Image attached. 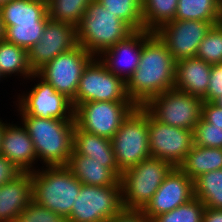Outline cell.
I'll use <instances>...</instances> for the list:
<instances>
[{"label":"cell","mask_w":222,"mask_h":222,"mask_svg":"<svg viewBox=\"0 0 222 222\" xmlns=\"http://www.w3.org/2000/svg\"><path fill=\"white\" fill-rule=\"evenodd\" d=\"M175 60L153 33L142 45L138 68L126 83L128 98L144 106L151 98L174 88Z\"/></svg>","instance_id":"1"},{"label":"cell","mask_w":222,"mask_h":222,"mask_svg":"<svg viewBox=\"0 0 222 222\" xmlns=\"http://www.w3.org/2000/svg\"><path fill=\"white\" fill-rule=\"evenodd\" d=\"M19 118L33 141L37 162L45 167L68 165L73 152L74 119Z\"/></svg>","instance_id":"2"},{"label":"cell","mask_w":222,"mask_h":222,"mask_svg":"<svg viewBox=\"0 0 222 222\" xmlns=\"http://www.w3.org/2000/svg\"><path fill=\"white\" fill-rule=\"evenodd\" d=\"M40 169L37 166V170L31 172L32 200L68 218L82 183L67 166H41Z\"/></svg>","instance_id":"3"},{"label":"cell","mask_w":222,"mask_h":222,"mask_svg":"<svg viewBox=\"0 0 222 222\" xmlns=\"http://www.w3.org/2000/svg\"><path fill=\"white\" fill-rule=\"evenodd\" d=\"M135 31L97 0L87 7L76 27V41L94 57L125 40Z\"/></svg>","instance_id":"4"},{"label":"cell","mask_w":222,"mask_h":222,"mask_svg":"<svg viewBox=\"0 0 222 222\" xmlns=\"http://www.w3.org/2000/svg\"><path fill=\"white\" fill-rule=\"evenodd\" d=\"M173 166L162 159L149 157L122 172V205L129 210H143Z\"/></svg>","instance_id":"5"},{"label":"cell","mask_w":222,"mask_h":222,"mask_svg":"<svg viewBox=\"0 0 222 222\" xmlns=\"http://www.w3.org/2000/svg\"><path fill=\"white\" fill-rule=\"evenodd\" d=\"M116 164L121 172L137 165L150 155L148 111L137 106L122 122L111 139Z\"/></svg>","instance_id":"6"},{"label":"cell","mask_w":222,"mask_h":222,"mask_svg":"<svg viewBox=\"0 0 222 222\" xmlns=\"http://www.w3.org/2000/svg\"><path fill=\"white\" fill-rule=\"evenodd\" d=\"M202 104L201 98L172 88L154 96L143 107L161 123L193 131L201 119Z\"/></svg>","instance_id":"7"},{"label":"cell","mask_w":222,"mask_h":222,"mask_svg":"<svg viewBox=\"0 0 222 222\" xmlns=\"http://www.w3.org/2000/svg\"><path fill=\"white\" fill-rule=\"evenodd\" d=\"M137 106L132 101H89L74 107L75 125L83 131L112 139Z\"/></svg>","instance_id":"8"},{"label":"cell","mask_w":222,"mask_h":222,"mask_svg":"<svg viewBox=\"0 0 222 222\" xmlns=\"http://www.w3.org/2000/svg\"><path fill=\"white\" fill-rule=\"evenodd\" d=\"M28 80L31 82L35 80L38 83L31 90L22 91V95L20 93L17 95L16 99L18 100L14 102L17 105L18 115L74 119V107L70 99L58 93L50 83L42 79L37 73H33Z\"/></svg>","instance_id":"9"},{"label":"cell","mask_w":222,"mask_h":222,"mask_svg":"<svg viewBox=\"0 0 222 222\" xmlns=\"http://www.w3.org/2000/svg\"><path fill=\"white\" fill-rule=\"evenodd\" d=\"M121 183L116 186L82 184L68 222H107L122 209Z\"/></svg>","instance_id":"10"},{"label":"cell","mask_w":222,"mask_h":222,"mask_svg":"<svg viewBox=\"0 0 222 222\" xmlns=\"http://www.w3.org/2000/svg\"><path fill=\"white\" fill-rule=\"evenodd\" d=\"M89 101H131L126 83L110 72L98 57L84 68L72 105L75 107Z\"/></svg>","instance_id":"11"},{"label":"cell","mask_w":222,"mask_h":222,"mask_svg":"<svg viewBox=\"0 0 222 222\" xmlns=\"http://www.w3.org/2000/svg\"><path fill=\"white\" fill-rule=\"evenodd\" d=\"M94 56L77 44L70 51L61 53L36 73L54 89L73 102L84 68Z\"/></svg>","instance_id":"12"},{"label":"cell","mask_w":222,"mask_h":222,"mask_svg":"<svg viewBox=\"0 0 222 222\" xmlns=\"http://www.w3.org/2000/svg\"><path fill=\"white\" fill-rule=\"evenodd\" d=\"M148 136L151 157L178 167L193 148V131L173 127L156 120L148 112Z\"/></svg>","instance_id":"13"},{"label":"cell","mask_w":222,"mask_h":222,"mask_svg":"<svg viewBox=\"0 0 222 222\" xmlns=\"http://www.w3.org/2000/svg\"><path fill=\"white\" fill-rule=\"evenodd\" d=\"M219 22L172 20L154 33L166 45L175 62L195 57L201 41L213 25Z\"/></svg>","instance_id":"14"},{"label":"cell","mask_w":222,"mask_h":222,"mask_svg":"<svg viewBox=\"0 0 222 222\" xmlns=\"http://www.w3.org/2000/svg\"><path fill=\"white\" fill-rule=\"evenodd\" d=\"M76 45V28L73 25L49 19L42 38L28 50L30 68L36 73L53 58Z\"/></svg>","instance_id":"15"},{"label":"cell","mask_w":222,"mask_h":222,"mask_svg":"<svg viewBox=\"0 0 222 222\" xmlns=\"http://www.w3.org/2000/svg\"><path fill=\"white\" fill-rule=\"evenodd\" d=\"M194 198V181L178 167H173L142 210L153 220L156 216L172 211Z\"/></svg>","instance_id":"16"},{"label":"cell","mask_w":222,"mask_h":222,"mask_svg":"<svg viewBox=\"0 0 222 222\" xmlns=\"http://www.w3.org/2000/svg\"><path fill=\"white\" fill-rule=\"evenodd\" d=\"M153 33L146 30L135 31L125 40L105 49L98 59L110 72L127 83L138 68L143 43Z\"/></svg>","instance_id":"17"},{"label":"cell","mask_w":222,"mask_h":222,"mask_svg":"<svg viewBox=\"0 0 222 222\" xmlns=\"http://www.w3.org/2000/svg\"><path fill=\"white\" fill-rule=\"evenodd\" d=\"M20 125V126H18ZM7 123L3 130L0 154L13 163L21 172H34L37 155L33 141L26 128L20 124Z\"/></svg>","instance_id":"18"},{"label":"cell","mask_w":222,"mask_h":222,"mask_svg":"<svg viewBox=\"0 0 222 222\" xmlns=\"http://www.w3.org/2000/svg\"><path fill=\"white\" fill-rule=\"evenodd\" d=\"M67 167L82 184L92 186H116L122 174L116 162H97L74 149Z\"/></svg>","instance_id":"19"},{"label":"cell","mask_w":222,"mask_h":222,"mask_svg":"<svg viewBox=\"0 0 222 222\" xmlns=\"http://www.w3.org/2000/svg\"><path fill=\"white\" fill-rule=\"evenodd\" d=\"M32 201L31 172H21L0 186V222H17Z\"/></svg>","instance_id":"20"},{"label":"cell","mask_w":222,"mask_h":222,"mask_svg":"<svg viewBox=\"0 0 222 222\" xmlns=\"http://www.w3.org/2000/svg\"><path fill=\"white\" fill-rule=\"evenodd\" d=\"M212 65L197 57L175 62L174 88L206 102Z\"/></svg>","instance_id":"21"},{"label":"cell","mask_w":222,"mask_h":222,"mask_svg":"<svg viewBox=\"0 0 222 222\" xmlns=\"http://www.w3.org/2000/svg\"><path fill=\"white\" fill-rule=\"evenodd\" d=\"M4 28L26 22H47L46 0H10L0 6Z\"/></svg>","instance_id":"22"},{"label":"cell","mask_w":222,"mask_h":222,"mask_svg":"<svg viewBox=\"0 0 222 222\" xmlns=\"http://www.w3.org/2000/svg\"><path fill=\"white\" fill-rule=\"evenodd\" d=\"M178 168L193 181L209 171L222 169V148L194 145Z\"/></svg>","instance_id":"23"},{"label":"cell","mask_w":222,"mask_h":222,"mask_svg":"<svg viewBox=\"0 0 222 222\" xmlns=\"http://www.w3.org/2000/svg\"><path fill=\"white\" fill-rule=\"evenodd\" d=\"M73 149L97 162H116L111 140L74 127Z\"/></svg>","instance_id":"24"},{"label":"cell","mask_w":222,"mask_h":222,"mask_svg":"<svg viewBox=\"0 0 222 222\" xmlns=\"http://www.w3.org/2000/svg\"><path fill=\"white\" fill-rule=\"evenodd\" d=\"M0 73L7 79L14 74L28 80L34 73L28 61V50L11 42L0 41ZM9 76V77H8Z\"/></svg>","instance_id":"25"},{"label":"cell","mask_w":222,"mask_h":222,"mask_svg":"<svg viewBox=\"0 0 222 222\" xmlns=\"http://www.w3.org/2000/svg\"><path fill=\"white\" fill-rule=\"evenodd\" d=\"M174 20L222 22L220 3L218 0H178Z\"/></svg>","instance_id":"26"},{"label":"cell","mask_w":222,"mask_h":222,"mask_svg":"<svg viewBox=\"0 0 222 222\" xmlns=\"http://www.w3.org/2000/svg\"><path fill=\"white\" fill-rule=\"evenodd\" d=\"M144 30L155 32L175 19L178 0H141Z\"/></svg>","instance_id":"27"},{"label":"cell","mask_w":222,"mask_h":222,"mask_svg":"<svg viewBox=\"0 0 222 222\" xmlns=\"http://www.w3.org/2000/svg\"><path fill=\"white\" fill-rule=\"evenodd\" d=\"M194 197L205 207L222 209V169L199 176L194 181Z\"/></svg>","instance_id":"28"},{"label":"cell","mask_w":222,"mask_h":222,"mask_svg":"<svg viewBox=\"0 0 222 222\" xmlns=\"http://www.w3.org/2000/svg\"><path fill=\"white\" fill-rule=\"evenodd\" d=\"M49 19L79 25L82 16L92 0H46Z\"/></svg>","instance_id":"29"},{"label":"cell","mask_w":222,"mask_h":222,"mask_svg":"<svg viewBox=\"0 0 222 222\" xmlns=\"http://www.w3.org/2000/svg\"><path fill=\"white\" fill-rule=\"evenodd\" d=\"M134 31L144 30L141 0H97Z\"/></svg>","instance_id":"30"},{"label":"cell","mask_w":222,"mask_h":222,"mask_svg":"<svg viewBox=\"0 0 222 222\" xmlns=\"http://www.w3.org/2000/svg\"><path fill=\"white\" fill-rule=\"evenodd\" d=\"M47 22L16 23L5 29V40L29 50L41 38Z\"/></svg>","instance_id":"31"},{"label":"cell","mask_w":222,"mask_h":222,"mask_svg":"<svg viewBox=\"0 0 222 222\" xmlns=\"http://www.w3.org/2000/svg\"><path fill=\"white\" fill-rule=\"evenodd\" d=\"M195 57L211 65L222 64V22L212 26L201 41Z\"/></svg>","instance_id":"32"},{"label":"cell","mask_w":222,"mask_h":222,"mask_svg":"<svg viewBox=\"0 0 222 222\" xmlns=\"http://www.w3.org/2000/svg\"><path fill=\"white\" fill-rule=\"evenodd\" d=\"M205 205L196 197L170 212L156 216L153 222H203Z\"/></svg>","instance_id":"33"},{"label":"cell","mask_w":222,"mask_h":222,"mask_svg":"<svg viewBox=\"0 0 222 222\" xmlns=\"http://www.w3.org/2000/svg\"><path fill=\"white\" fill-rule=\"evenodd\" d=\"M194 145L222 148V127L206 122L202 117L193 129Z\"/></svg>","instance_id":"34"},{"label":"cell","mask_w":222,"mask_h":222,"mask_svg":"<svg viewBox=\"0 0 222 222\" xmlns=\"http://www.w3.org/2000/svg\"><path fill=\"white\" fill-rule=\"evenodd\" d=\"M17 222H68V220L32 200L22 211Z\"/></svg>","instance_id":"35"},{"label":"cell","mask_w":222,"mask_h":222,"mask_svg":"<svg viewBox=\"0 0 222 222\" xmlns=\"http://www.w3.org/2000/svg\"><path fill=\"white\" fill-rule=\"evenodd\" d=\"M222 95V64L212 65L206 102H214Z\"/></svg>","instance_id":"36"},{"label":"cell","mask_w":222,"mask_h":222,"mask_svg":"<svg viewBox=\"0 0 222 222\" xmlns=\"http://www.w3.org/2000/svg\"><path fill=\"white\" fill-rule=\"evenodd\" d=\"M201 117L214 126L222 127V108L214 102H203Z\"/></svg>","instance_id":"37"},{"label":"cell","mask_w":222,"mask_h":222,"mask_svg":"<svg viewBox=\"0 0 222 222\" xmlns=\"http://www.w3.org/2000/svg\"><path fill=\"white\" fill-rule=\"evenodd\" d=\"M107 222H153L142 210H129L123 208Z\"/></svg>","instance_id":"38"},{"label":"cell","mask_w":222,"mask_h":222,"mask_svg":"<svg viewBox=\"0 0 222 222\" xmlns=\"http://www.w3.org/2000/svg\"><path fill=\"white\" fill-rule=\"evenodd\" d=\"M20 173V169L0 154V186L13 180Z\"/></svg>","instance_id":"39"},{"label":"cell","mask_w":222,"mask_h":222,"mask_svg":"<svg viewBox=\"0 0 222 222\" xmlns=\"http://www.w3.org/2000/svg\"><path fill=\"white\" fill-rule=\"evenodd\" d=\"M203 222H222V209L205 207Z\"/></svg>","instance_id":"40"},{"label":"cell","mask_w":222,"mask_h":222,"mask_svg":"<svg viewBox=\"0 0 222 222\" xmlns=\"http://www.w3.org/2000/svg\"><path fill=\"white\" fill-rule=\"evenodd\" d=\"M5 39V28L3 25L1 12H0V41Z\"/></svg>","instance_id":"41"},{"label":"cell","mask_w":222,"mask_h":222,"mask_svg":"<svg viewBox=\"0 0 222 222\" xmlns=\"http://www.w3.org/2000/svg\"><path fill=\"white\" fill-rule=\"evenodd\" d=\"M4 122H6V123H4ZM4 122H3V120H1V118H0V151H1V143H2L3 130H4L5 125L7 124V121H4Z\"/></svg>","instance_id":"42"},{"label":"cell","mask_w":222,"mask_h":222,"mask_svg":"<svg viewBox=\"0 0 222 222\" xmlns=\"http://www.w3.org/2000/svg\"><path fill=\"white\" fill-rule=\"evenodd\" d=\"M214 103L218 106L222 108V95L220 97H218Z\"/></svg>","instance_id":"43"},{"label":"cell","mask_w":222,"mask_h":222,"mask_svg":"<svg viewBox=\"0 0 222 222\" xmlns=\"http://www.w3.org/2000/svg\"><path fill=\"white\" fill-rule=\"evenodd\" d=\"M10 0H0V6L2 5V4H5V3H7V2H9Z\"/></svg>","instance_id":"44"},{"label":"cell","mask_w":222,"mask_h":222,"mask_svg":"<svg viewBox=\"0 0 222 222\" xmlns=\"http://www.w3.org/2000/svg\"><path fill=\"white\" fill-rule=\"evenodd\" d=\"M219 3H220V8L222 10V0H219Z\"/></svg>","instance_id":"45"},{"label":"cell","mask_w":222,"mask_h":222,"mask_svg":"<svg viewBox=\"0 0 222 222\" xmlns=\"http://www.w3.org/2000/svg\"><path fill=\"white\" fill-rule=\"evenodd\" d=\"M4 78L2 77L1 73H0V81H2Z\"/></svg>","instance_id":"46"}]
</instances>
